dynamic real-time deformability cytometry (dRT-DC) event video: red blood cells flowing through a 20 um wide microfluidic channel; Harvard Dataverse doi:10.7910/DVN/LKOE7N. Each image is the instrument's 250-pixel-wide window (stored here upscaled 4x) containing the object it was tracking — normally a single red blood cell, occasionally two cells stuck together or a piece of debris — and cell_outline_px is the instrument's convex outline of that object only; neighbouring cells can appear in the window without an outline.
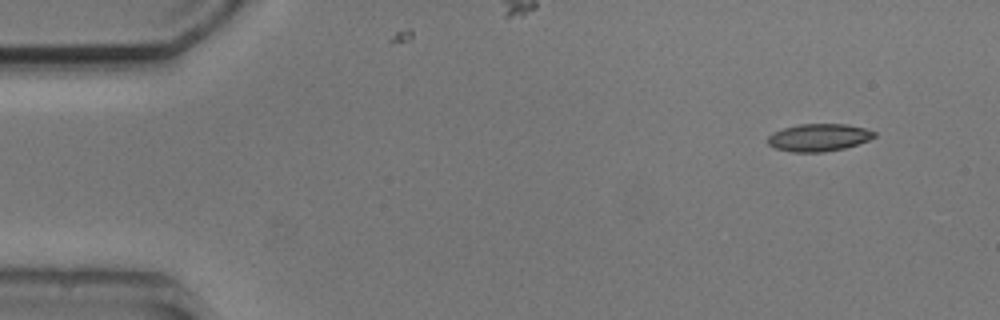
{"species": "common noctule bat (a hibernating species)", "species_latin": "Nyctalus noctula", "temperature_condition": "cold", "stored_images_in_passage": 4, "camera_frame_rate_fps": 3000, "um_per_image_px": 0.085, "animal": {"sex": "male", "body_mass_g": 20.5, "forearm_length_mm": 52.5}, "frame": {"image": 1, "passage_image": 1, "time_ms": 0.0, "image_size_px": [1000, 320], "cell_outline_px": [[876, 136], [868, 140], [844, 148], [820, 152], [792, 152], [776, 148], [768, 144], [768, 136], [772, 132], [796, 124], [848, 124], [864, 128], [876, 132]], "centroid_in_image_um": [69.58, 11.67], "position_along_channel_um": 15.4, "area_um2": 16.99}}
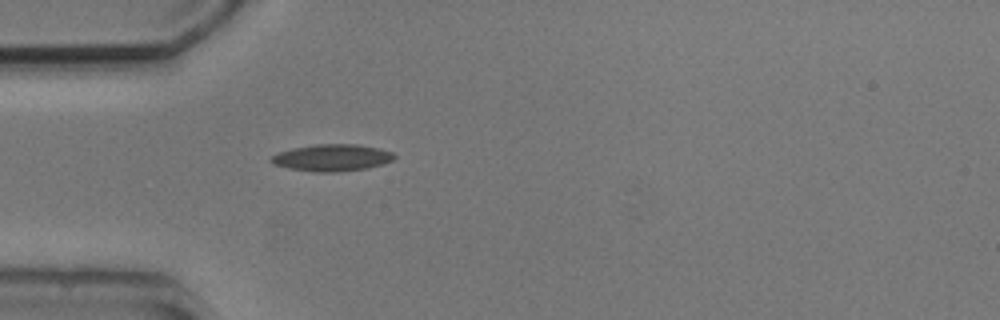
{"frame": {"image": 2, "passage_image": 4, "time_ms": 3.667, "image_size_px": [1000, 320], "cell_outline_px": [[396, 156], [392, 160], [384, 164], [368, 168], [336, 172], [316, 172], [288, 168], [272, 164], [268, 160], [272, 156], [280, 152], [292, 148], [316, 144], [356, 144], [376, 148], [392, 152]], "centroid_in_image_um": [28.2, 13.41], "position_along_channel_um": 56.8, "area_um2": 19.25}}